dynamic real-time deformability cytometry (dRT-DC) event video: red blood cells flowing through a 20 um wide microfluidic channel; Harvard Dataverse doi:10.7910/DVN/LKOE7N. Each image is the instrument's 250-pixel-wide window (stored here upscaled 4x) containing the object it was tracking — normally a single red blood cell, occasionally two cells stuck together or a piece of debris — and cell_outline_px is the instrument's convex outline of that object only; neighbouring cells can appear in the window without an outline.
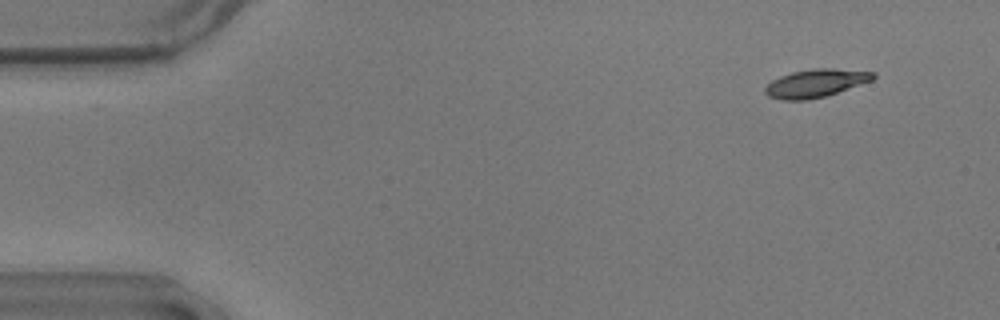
{"species": "common noctule bat (a hibernating species)", "species_latin": "Nyctalus noctula", "temperature_condition": "warm", "stored_images_in_passage": 55, "camera_frame_rate_fps": 3000, "um_per_image_px": 0.085, "animal": {"sex": "male", "body_mass_g": 17.9}, "frame": {"image": 1, "passage_image": 4, "time_ms": 1.0, "image_size_px": [1000, 320], "cell_outline_px": [[876, 76], [872, 80], [824, 96], [804, 100], [784, 100], [768, 96], [764, 92], [764, 88], [772, 80], [780, 76], [792, 72], [812, 68], [832, 68], [876, 72]], "centroid_in_image_um": [69.31, 7.06], "position_along_channel_um": 15.7, "area_um2": 17.46}}
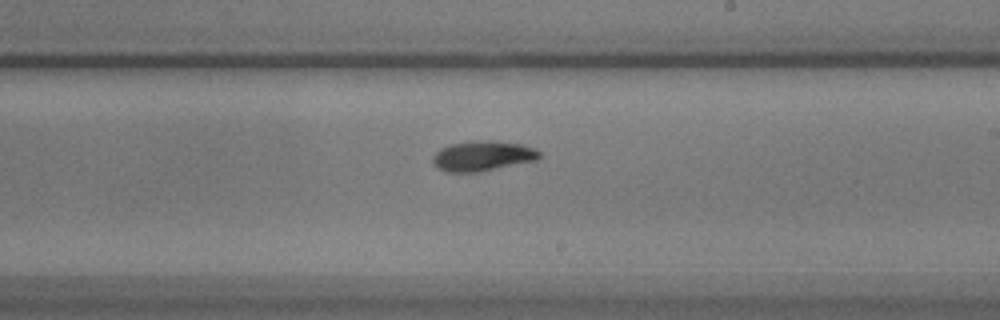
{"frame": {"image": 2, "passage_image": 32, "time_ms": 10.333, "image_size_px": [1000, 320], "cell_outline_px": [[540, 156], [536, 160], [480, 172], [448, 172], [436, 168], [432, 164], [432, 156], [440, 148], [448, 144], [472, 140], [492, 140], [520, 144], [532, 148], [540, 152]], "centroid_in_image_um": [40.95, 13.25], "position_along_channel_um": 248.1, "area_um2": 18.9}}
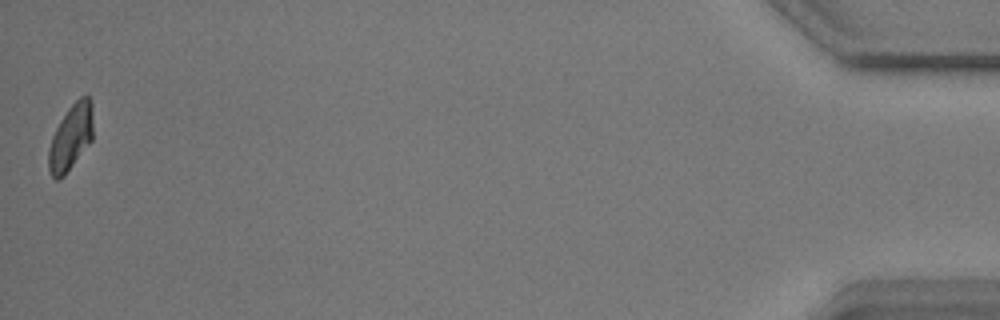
{"frame": {"image": 3, "passage_image": 55, "time_ms": 18.0, "image_size_px": [1000, 320], "cell_outline_px": [[92, 140], [64, 176], [60, 180], [56, 180], [52, 176], [48, 168], [48, 148], [52, 136], [60, 120], [68, 108], [80, 96], [88, 96], [92, 100]], "centroid_in_image_um": [6.01, 11.67], "position_along_channel_um": 429.2, "area_um2": 17.11}, "authors_computed_cell_mechanics": {"area_um2": 17.8024, "velocity_mm_per_s": 3.5906, "shape_relaxation_time_tau1_ms": 2.8802, "shape_relaxation_time_tau2_ms": 5.1507, "deformation_change_tau1": 0.1231, "deformation_change_tau2": 0.0757}}